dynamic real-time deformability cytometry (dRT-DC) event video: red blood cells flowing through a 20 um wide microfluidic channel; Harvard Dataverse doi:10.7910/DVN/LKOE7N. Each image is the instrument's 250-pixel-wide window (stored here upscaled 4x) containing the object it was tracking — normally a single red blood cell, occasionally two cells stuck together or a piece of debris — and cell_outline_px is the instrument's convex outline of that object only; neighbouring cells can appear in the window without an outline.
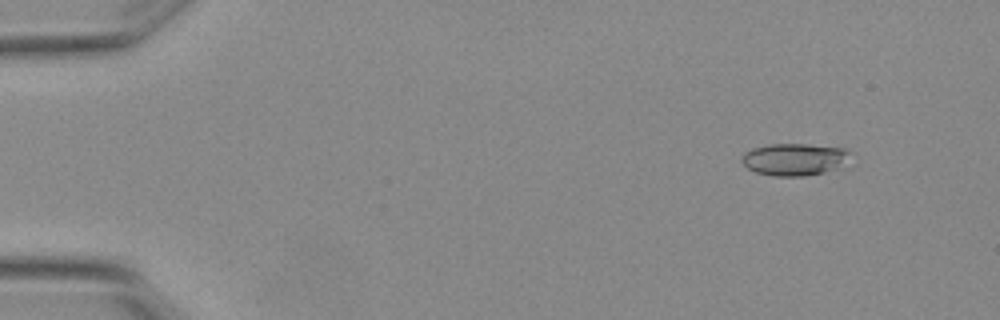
{"species": "Egyptian fruit bat (a non-hibernating species)", "species_latin": "Rousettus aegyptiacus", "temperature_condition": "warm", "stored_images_in_passage": 5, "camera_frame_rate_fps": 3000, "um_per_image_px": 0.085, "animal": {"sex": "female"}, "frame": {"image": 1, "passage_image": 1, "time_ms": 0.0, "image_size_px": [1000, 320], "cell_outline_px": [[848, 152], [836, 168], [824, 172], [804, 176], [776, 176], [756, 172], [748, 168], [740, 160], [744, 152], [752, 148], [768, 144], [808, 144], [844, 148]], "centroid_in_image_um": [67.4, 13.53], "position_along_channel_um": 17.6, "area_um2": 19.83}}